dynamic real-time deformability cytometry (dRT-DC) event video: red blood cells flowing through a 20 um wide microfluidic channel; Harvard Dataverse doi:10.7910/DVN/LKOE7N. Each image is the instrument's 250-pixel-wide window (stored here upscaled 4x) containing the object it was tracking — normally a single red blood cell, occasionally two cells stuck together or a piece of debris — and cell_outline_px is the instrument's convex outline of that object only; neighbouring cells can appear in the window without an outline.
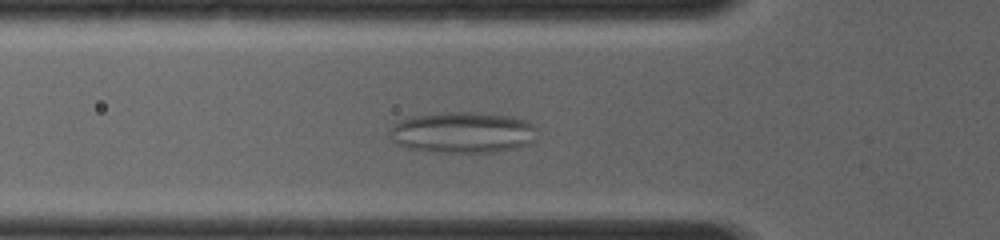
{"species": "common noctule bat (a hibernating species)", "species_latin": "Nyctalus noctula", "temperature_condition": "room temperature", "stored_images_in_passage": 47, "camera_frame_rate_fps": 4000, "um_per_image_px": 0.085, "animal": {"sex": "female", "body_mass_g": 19.0, "forearm_length_mm": 56.7}, "frame": {"image": 1, "passage_image": 20, "time_ms": 3.75, "image_size_px": [1000, 240], "cell_outline_px": [[536, 128], [520, 144], [512, 148], [488, 152], [440, 152], [416, 148], [400, 144], [396, 140], [392, 128], [396, 124], [404, 120], [416, 116], [448, 112], [468, 112], [512, 116], [524, 120], [532, 124]], "centroid_in_image_um": [39.32, 11.23], "position_along_channel_um": 86.5, "area_um2": 33.12}}
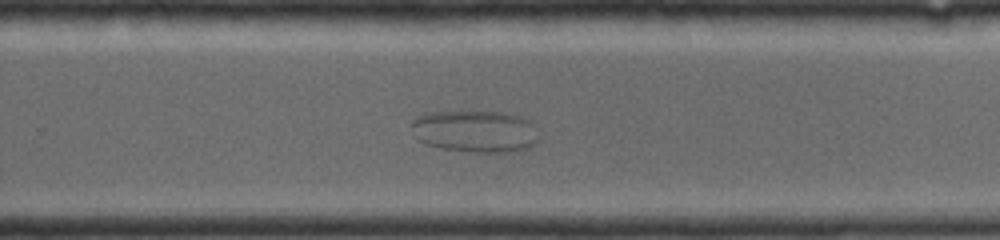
{"frame": {"image": 2, "passage_image": 34, "time_ms": 8.5, "image_size_px": [1000, 240], "cell_outline_px": [[536, 140], [532, 144], [524, 148], [496, 152], [488, 152], [444, 148], [428, 144], [420, 140], [412, 124], [416, 116], [424, 112], [500, 112], [516, 116], [528, 120]], "centroid_in_image_um": [40.31, 11.13], "position_along_channel_um": 289.5, "area_um2": 29.59}}